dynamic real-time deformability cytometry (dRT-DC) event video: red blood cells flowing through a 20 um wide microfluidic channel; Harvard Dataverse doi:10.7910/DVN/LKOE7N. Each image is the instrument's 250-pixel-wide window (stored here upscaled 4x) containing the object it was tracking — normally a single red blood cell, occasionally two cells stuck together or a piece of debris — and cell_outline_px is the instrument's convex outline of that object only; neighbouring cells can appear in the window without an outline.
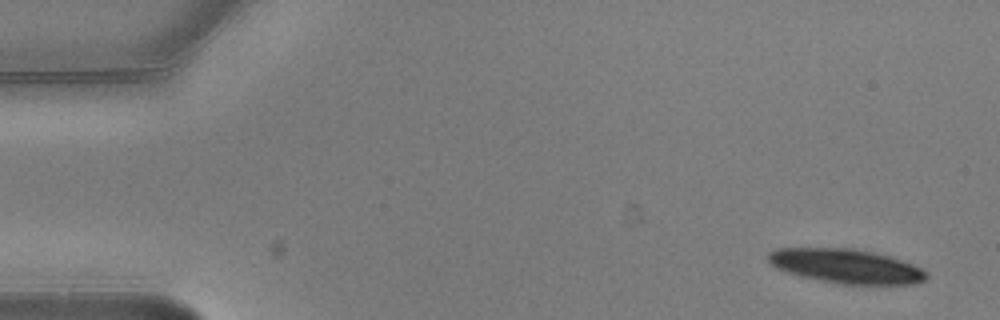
{"species": "common noctule bat (a hibernating species)", "species_latin": "Nyctalus noctula", "temperature_condition": "warm", "stored_images_in_passage": 4, "camera_frame_rate_fps": 3000, "um_per_image_px": 0.085, "animal": {"sex": "male", "body_mass_g": 20.5, "forearm_length_mm": 52.5}, "frame": {"image": 1, "passage_image": 1, "time_ms": 0.0, "image_size_px": [1000, 320], "cell_outline_px": [[928, 276], [924, 280], [916, 284], [840, 284], [800, 276], [776, 268], [768, 260], [768, 252], [776, 248], [852, 248], [872, 252], [888, 256], [912, 264], [928, 272]], "centroid_in_image_um": [71.91, 22.62], "position_along_channel_um": 13.1, "area_um2": 31.44}}